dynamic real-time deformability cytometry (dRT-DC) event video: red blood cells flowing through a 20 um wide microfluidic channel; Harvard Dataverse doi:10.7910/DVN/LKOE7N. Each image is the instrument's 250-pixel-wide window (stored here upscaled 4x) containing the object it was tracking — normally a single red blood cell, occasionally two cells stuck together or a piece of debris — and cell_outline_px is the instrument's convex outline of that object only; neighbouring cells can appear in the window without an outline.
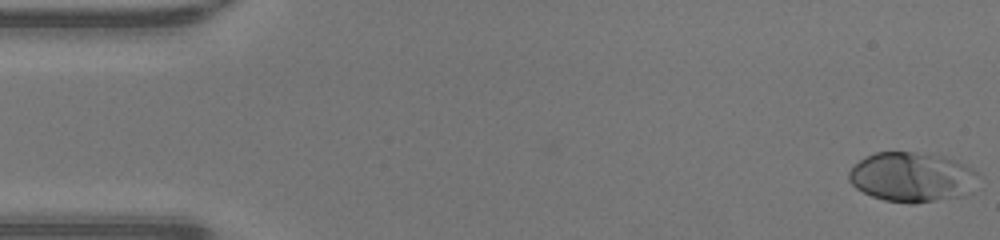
{"species": "human", "species_latin": "Homo sapiens", "temperature_condition": "warm", "stored_images_in_passage": 48, "camera_frame_rate_fps": 3000, "um_per_image_px": 0.085, "donor": {"sex": "male"}, "frame": {"image": 1, "passage_image": 1, "time_ms": 0.0, "image_size_px": [1000, 240], "cell_outline_px": [[980, 176], [968, 196], [916, 204], [908, 204], [884, 200], [872, 196], [856, 188], [848, 180], [848, 172], [860, 160], [876, 152], [912, 152], [940, 156], [952, 160], [972, 168]], "centroid_in_image_um": [77.54, 15.09], "position_along_channel_um": 7.5, "area_um2": 37.63}}
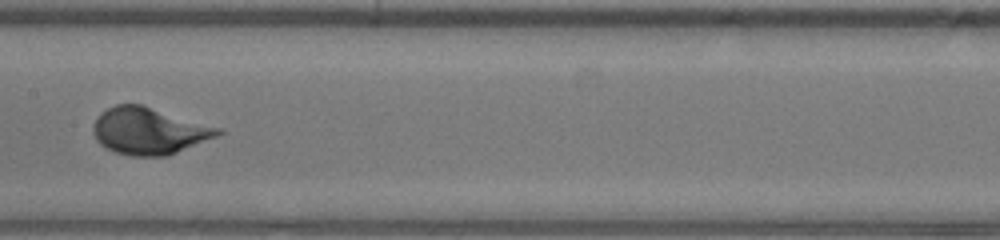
{"frame": {"image": 2, "passage_image": 24, "time_ms": 7.667, "image_size_px": [1000, 240], "cell_outline_px": [[224, 132], [216, 136], [168, 156], [132, 156], [116, 152], [100, 144], [96, 140], [92, 128], [100, 112], [116, 104], [140, 104], [224, 128]], "centroid_in_image_um": [12.68, 11.12], "position_along_channel_um": 194.7, "area_um2": 33.99}}
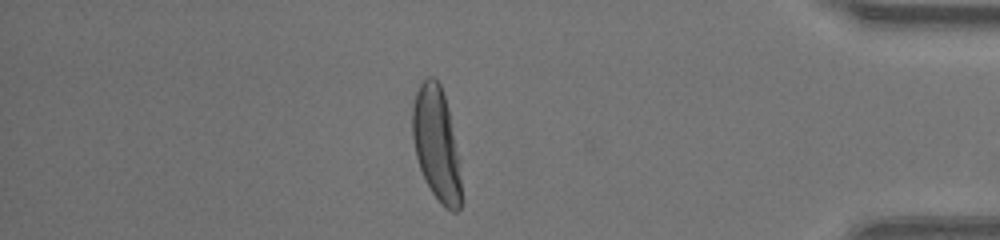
{"frame": {"image": 3, "passage_image": 41, "time_ms": 13.333, "image_size_px": [1000, 240], "cell_outline_px": [[460, 208], [456, 212], [452, 212], [444, 208], [440, 204], [432, 192], [420, 168], [416, 156], [412, 136], [412, 108], [416, 92], [420, 84], [428, 76], [432, 76], [440, 84], [444, 96], [448, 112], [456, 156], [460, 180]], "centroid_in_image_um": [37.05, 12.24], "position_along_channel_um": 398.2, "area_um2": 31.15}}